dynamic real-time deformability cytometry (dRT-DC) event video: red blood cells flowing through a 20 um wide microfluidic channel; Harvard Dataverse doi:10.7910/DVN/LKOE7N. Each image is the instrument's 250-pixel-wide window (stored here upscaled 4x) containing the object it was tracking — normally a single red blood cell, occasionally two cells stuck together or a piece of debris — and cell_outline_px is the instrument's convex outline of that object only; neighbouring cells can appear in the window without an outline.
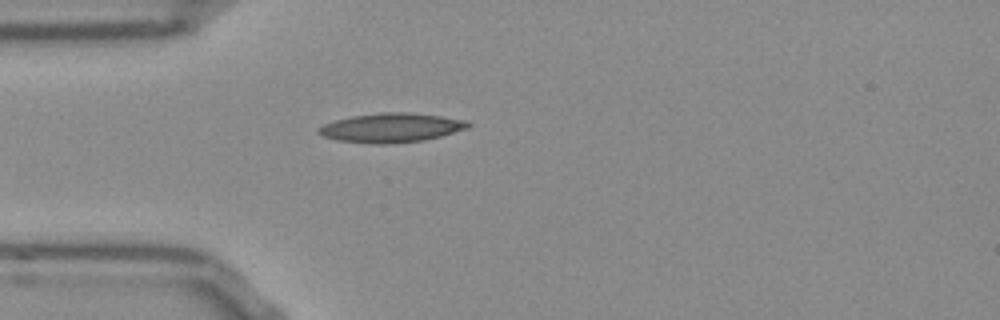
{"species": "Egyptian fruit bat (a non-hibernating species)", "species_latin": "Rousettus aegyptiacus", "temperature_condition": "room temperature", "stored_images_in_passage": 39, "camera_frame_rate_fps": 3000, "um_per_image_px": 0.085, "frame": {"image": 1, "passage_image": 1, "time_ms": 0.0, "image_size_px": [1000, 320], "cell_outline_px": [[472, 124], [468, 128], [440, 136], [424, 140], [388, 144], [376, 144], [336, 140], [324, 136], [316, 132], [316, 128], [324, 124], [336, 120], [352, 116], [380, 112], [408, 112], [440, 116], [468, 120]], "centroid_in_image_um": [33.25, 10.85], "position_along_channel_um": 51.7, "area_um2": 25.49}}
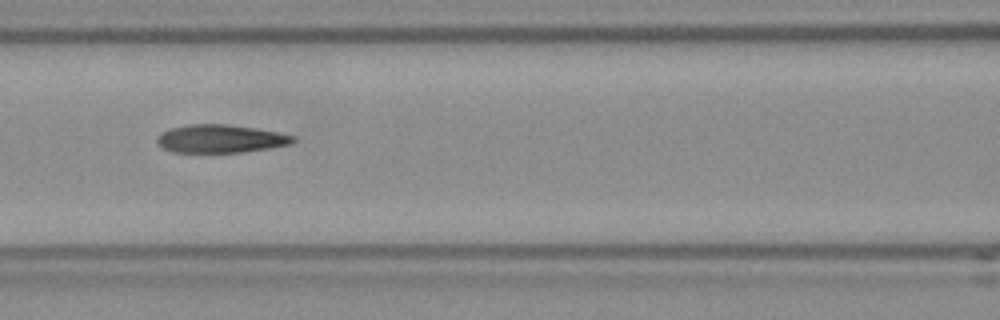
{"frame": {"image": 2, "passage_image": 9, "time_ms": 2.667, "image_size_px": [1000, 320], "cell_outline_px": [[296, 140], [288, 144], [268, 148], [240, 152], [172, 152], [156, 144], [156, 136], [160, 132], [168, 128], [188, 124], [224, 124], [256, 128], [296, 136]], "centroid_in_image_um": [18.66, 11.78], "position_along_channel_um": 147.9, "area_um2": 22.31}}
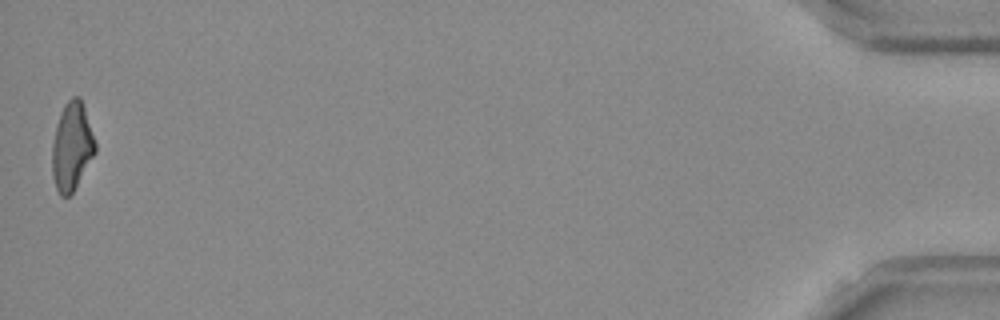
{"frame": {"image": 3, "passage_image": 39, "time_ms": 12.667, "image_size_px": [1000, 320], "cell_outline_px": [[96, 152], [72, 192], [68, 196], [60, 196], [56, 188], [52, 176], [52, 144], [56, 124], [60, 112], [64, 104], [72, 96], [80, 96], [96, 144]], "centroid_in_image_um": [6.08, 12.44], "position_along_channel_um": 429.1, "area_um2": 21.96}, "authors_computed_cell_mechanics": {"area_um2": 22.7154, "velocity_mm_per_s": 3.8207, "shape_relaxation_time_tau1_ms": null, "shape_relaxation_time_tau2_ms": 3.7377, "deformation_change_tau1": null, "deformation_change_tau2": 0.1322}}